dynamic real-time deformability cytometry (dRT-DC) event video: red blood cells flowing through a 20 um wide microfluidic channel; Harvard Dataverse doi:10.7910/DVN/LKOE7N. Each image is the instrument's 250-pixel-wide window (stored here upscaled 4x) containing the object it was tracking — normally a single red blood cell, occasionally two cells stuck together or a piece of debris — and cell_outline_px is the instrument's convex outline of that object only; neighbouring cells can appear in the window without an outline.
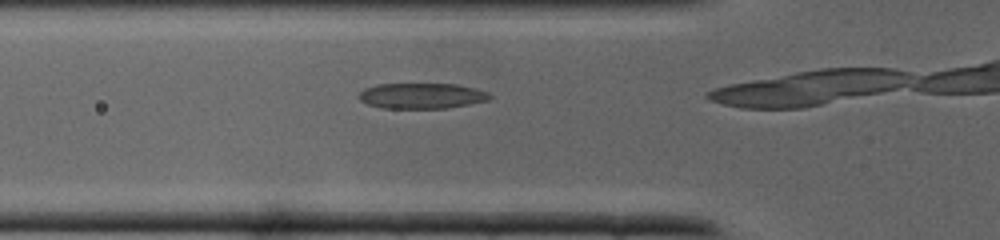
{"species": "common noctule bat (a hibernating species)", "species_latin": "Nyctalus noctula", "temperature_condition": "cold", "stored_images_in_passage": 9, "camera_frame_rate_fps": 3000, "um_per_image_px": 0.085, "animal": {"sex": "male", "body_mass_g": 19.0, "forearm_length_mm": 50.8}, "frame": {"image": 1, "passage_image": 3, "time_ms": 0.667, "image_size_px": [1000, 240], "cell_outline_px": [[492, 96], [488, 100], [448, 108], [380, 108], [368, 104], [360, 100], [360, 92], [364, 88], [376, 84], [456, 84], [476, 88], [488, 92]], "centroid_in_image_um": [35.85, 8.14], "position_along_channel_um": 90.0, "area_um2": 19.48}}
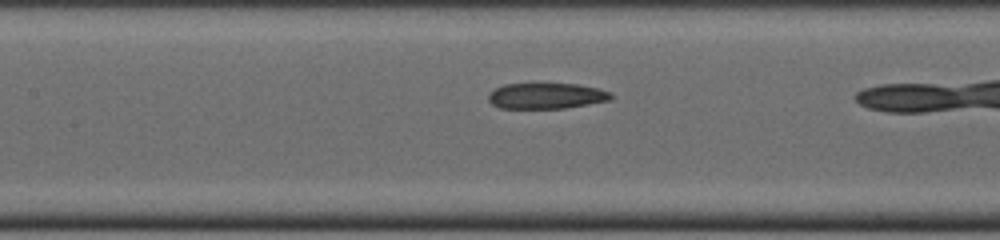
{"frame": {"image": 2, "passage_image": 7, "time_ms": 2.0, "image_size_px": [1000, 240], "cell_outline_px": [[612, 100], [564, 108], [500, 108], [492, 104], [488, 100], [488, 92], [504, 84], [576, 84], [600, 88], [612, 92]], "centroid_in_image_um": [46.45, 8.15], "position_along_channel_um": 160.9, "area_um2": 18.5}}